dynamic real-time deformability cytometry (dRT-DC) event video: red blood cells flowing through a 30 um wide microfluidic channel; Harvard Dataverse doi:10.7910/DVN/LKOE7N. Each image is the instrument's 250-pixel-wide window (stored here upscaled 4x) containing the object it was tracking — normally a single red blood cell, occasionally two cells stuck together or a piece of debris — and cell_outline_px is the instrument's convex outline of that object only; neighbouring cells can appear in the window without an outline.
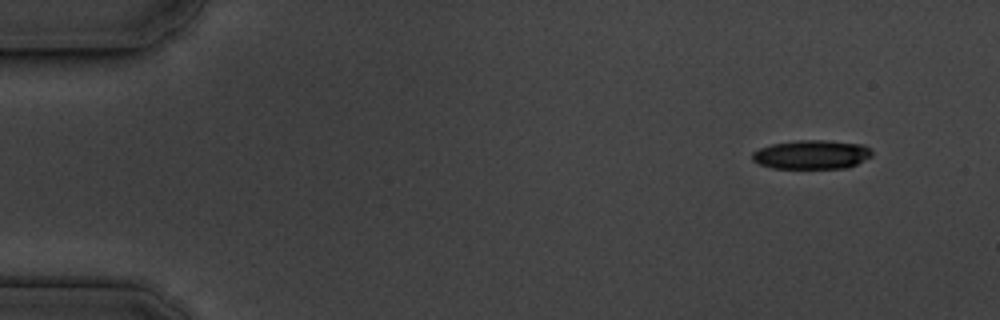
{"species": "common noctule bat (a hibernating species)", "species_latin": "Nyctalus noctula", "temperature_condition": "cold", "stored_images_in_passage": 4, "camera_frame_rate_fps": 3000, "um_per_image_px": 0.085, "animal": {"sex": "male", "body_mass_g": 19.5, "forearm_length_mm": 54.6}, "frame": {"image": 1, "passage_image": 1, "time_ms": 0.0, "image_size_px": [1000, 320], "cell_outline_px": [[872, 156], [848, 168], [772, 168], [760, 164], [752, 160], [752, 152], [760, 148], [772, 144], [796, 140], [824, 140], [864, 144], [872, 152]], "centroid_in_image_um": [68.99, 13.13], "position_along_channel_um": 16.0, "area_um2": 20.23}}